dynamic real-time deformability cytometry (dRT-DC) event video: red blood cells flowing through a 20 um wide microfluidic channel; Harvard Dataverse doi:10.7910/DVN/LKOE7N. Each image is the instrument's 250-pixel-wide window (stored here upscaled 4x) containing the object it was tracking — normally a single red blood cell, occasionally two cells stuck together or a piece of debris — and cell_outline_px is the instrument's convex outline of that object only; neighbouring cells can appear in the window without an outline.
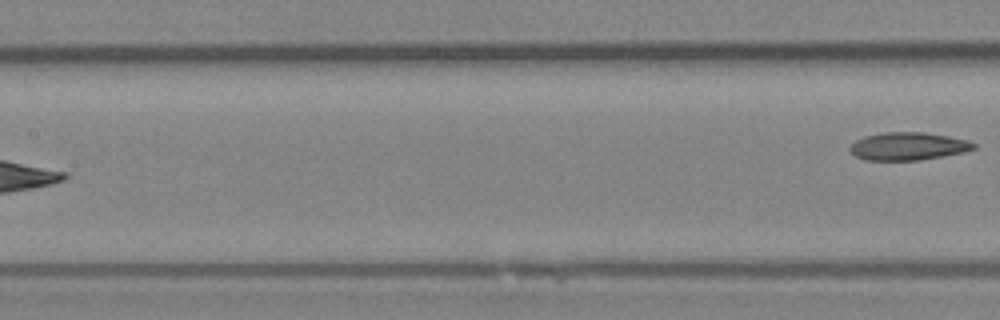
{"species": "Egyptian fruit bat (a non-hibernating species)", "species_latin": "Rousettus aegyptiacus", "temperature_condition": "room temperature", "stored_images_in_passage": 6, "segment_of_instrument_passage": [2, 2], "camera_frame_rate_fps": 3000, "um_per_image_px": 0.085, "animal": {"sex": "female"}, "frame": {"image": 1, "passage_image": 6, "time_ms": 1.667, "image_size_px": [1000, 320], "cell_outline_px": [[976, 148], [964, 152], [944, 156], [920, 160], [864, 160], [856, 156], [848, 148], [856, 140], [864, 136], [884, 132], [924, 132], [948, 136], [968, 140], [976, 144]], "centroid_in_image_um": [77.2, 12.43], "position_along_channel_um": 130.2, "area_um2": 20.11}}